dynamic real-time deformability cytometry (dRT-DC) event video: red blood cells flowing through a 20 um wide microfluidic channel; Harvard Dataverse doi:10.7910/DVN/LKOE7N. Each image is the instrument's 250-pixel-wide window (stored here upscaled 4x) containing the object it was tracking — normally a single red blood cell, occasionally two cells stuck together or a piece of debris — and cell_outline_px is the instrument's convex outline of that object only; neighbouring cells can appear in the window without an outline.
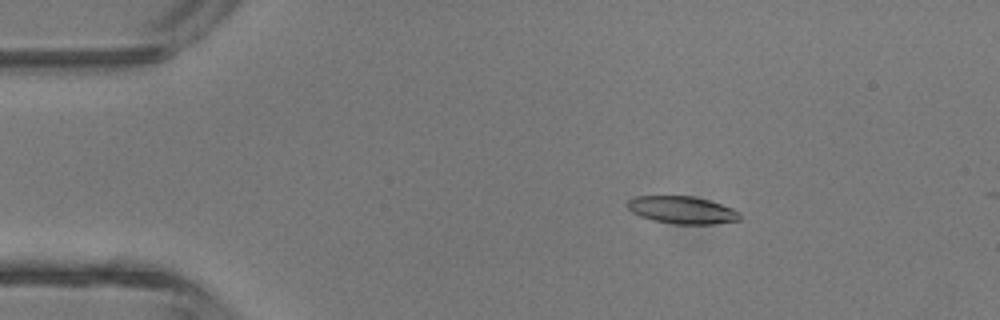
{"species": "common noctule bat (a hibernating species)", "species_latin": "Nyctalus noctula", "temperature_condition": "room temperature", "stored_images_in_passage": 5, "camera_frame_rate_fps": 3000, "um_per_image_px": 0.085, "animal": {"sex": "male", "body_mass_g": 13.3}, "frame": {"image": 1, "passage_image": 3, "time_ms": 2.333, "image_size_px": [1000, 320], "cell_outline_px": [[740, 220], [712, 224], [676, 224], [652, 220], [640, 216], [632, 212], [628, 208], [628, 200], [636, 196], [692, 196], [708, 200], [732, 208], [740, 212]], "centroid_in_image_um": [57.98, 17.85], "position_along_channel_um": 27.0, "area_um2": 17.86}}
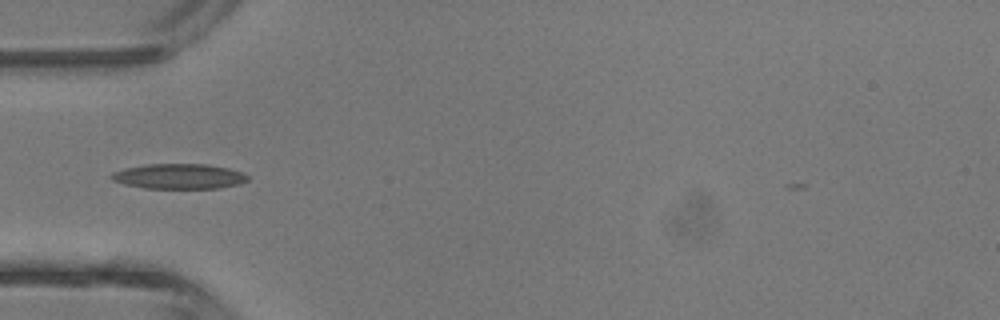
{"frame": {"image": 2, "passage_image": 5, "time_ms": 4.667, "image_size_px": [1000, 320], "cell_outline_px": [[248, 180], [240, 184], [220, 188], [144, 188], [124, 184], [112, 180], [108, 176], [112, 172], [124, 168], [148, 164], [208, 164], [228, 168], [244, 172], [248, 176]], "centroid_in_image_um": [15.21, 14.98], "position_along_channel_um": 69.8, "area_um2": 20.11}}